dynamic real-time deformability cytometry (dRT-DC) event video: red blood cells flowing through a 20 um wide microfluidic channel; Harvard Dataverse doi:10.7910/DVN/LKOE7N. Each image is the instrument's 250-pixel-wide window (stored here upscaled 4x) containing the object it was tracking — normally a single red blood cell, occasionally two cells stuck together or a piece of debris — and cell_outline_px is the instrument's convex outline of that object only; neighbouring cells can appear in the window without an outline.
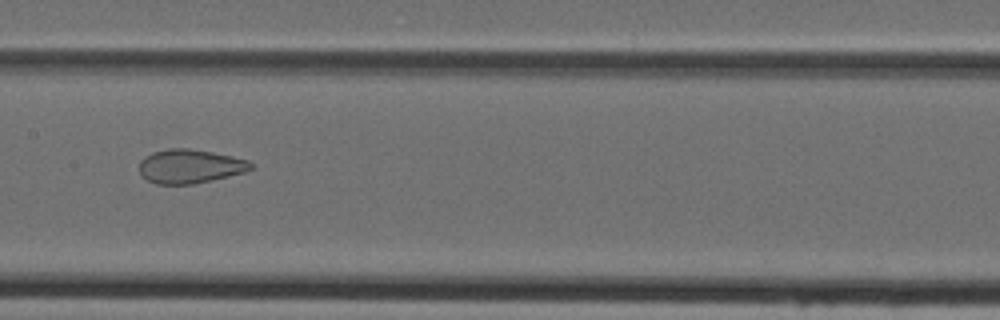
{"species": "Egyptian fruit bat (a non-hibernating species)", "species_latin": "Rousettus aegyptiacus", "temperature_condition": "cold", "stored_images_in_passage": 37, "camera_frame_rate_fps": 3000, "um_per_image_px": 0.085, "animal": {"sex": "female"}, "frame": {"image": 1, "passage_image": 14, "time_ms": 4.333, "image_size_px": [1000, 320], "cell_outline_px": [[256, 164], [252, 168], [244, 172], [228, 176], [192, 184], [156, 184], [148, 180], [140, 172], [140, 160], [144, 156], [152, 152], [168, 148], [188, 148], [212, 152], [232, 156], [248, 160]], "centroid_in_image_um": [16.15, 14.12], "position_along_channel_um": 191.2, "area_um2": 22.02}}
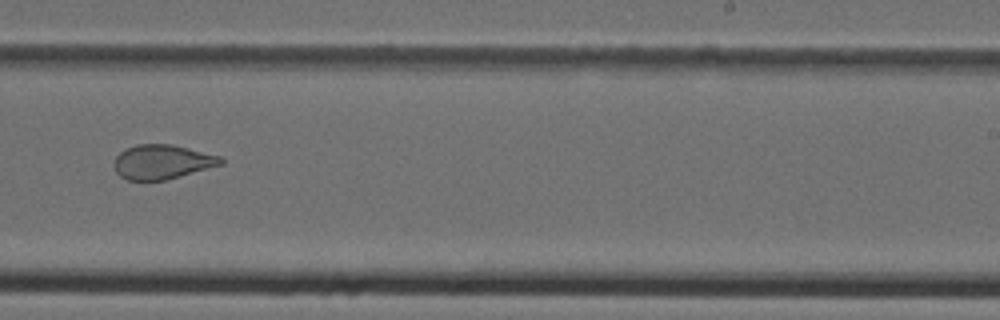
{"frame": {"image": 2, "passage_image": 20, "time_ms": 6.333, "image_size_px": [1000, 320], "cell_outline_px": [[224, 164], [164, 180], [128, 180], [120, 176], [116, 172], [112, 164], [116, 156], [124, 148], [136, 144], [172, 144], [220, 156], [224, 160]], "centroid_in_image_um": [13.75, 13.75], "position_along_channel_um": 275.3, "area_um2": 21.44}}
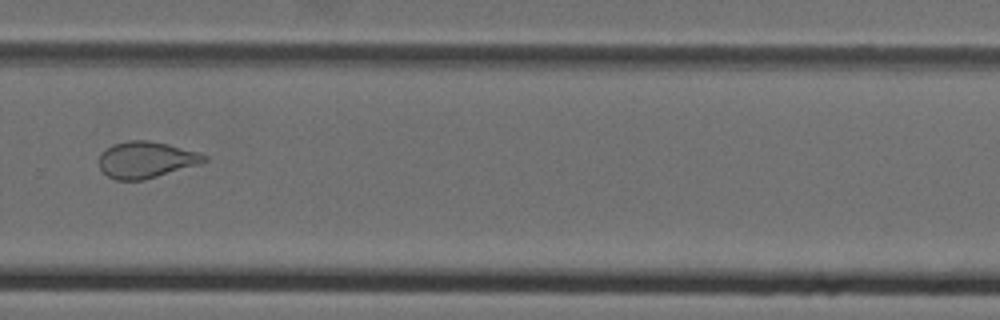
{"frame": {"image": 3, "passage_image": 23, "time_ms": 7.333, "image_size_px": [1000, 320], "cell_outline_px": [[208, 160], [200, 164], [144, 180], [116, 180], [108, 176], [100, 168], [100, 152], [112, 144], [128, 140], [148, 140], [168, 144], [196, 152], [208, 156]], "centroid_in_image_um": [12.41, 13.57], "position_along_channel_um": 317.4, "area_um2": 22.31}}